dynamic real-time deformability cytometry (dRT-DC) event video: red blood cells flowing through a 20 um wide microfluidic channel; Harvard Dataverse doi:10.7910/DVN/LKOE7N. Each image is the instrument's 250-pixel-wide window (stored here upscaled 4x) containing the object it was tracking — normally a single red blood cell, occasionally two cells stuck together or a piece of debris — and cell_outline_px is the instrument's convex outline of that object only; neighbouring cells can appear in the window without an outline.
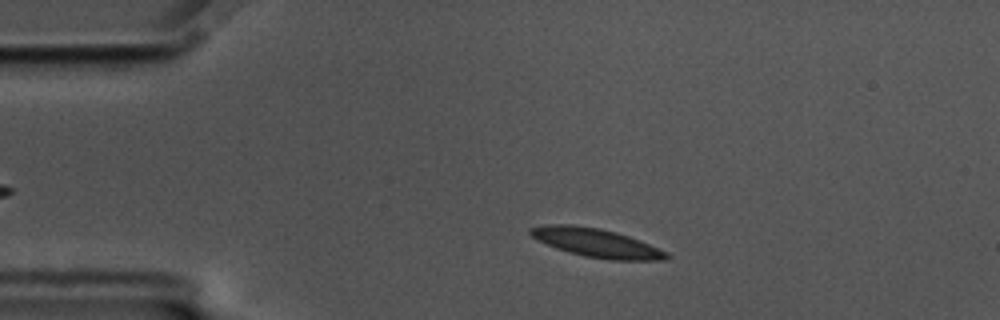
{"species": "common noctule bat (a hibernating species)", "species_latin": "Nyctalus noctula", "temperature_condition": "cold", "stored_images_in_passage": 47, "segment_of_instrument_passage": [1, 2], "camera_frame_rate_fps": 3000, "um_per_image_px": 0.085, "animal": {"sex": "male", "body_mass_g": 17.5, "forearm_length_mm": 52.3}, "frame": {"image": 1, "passage_image": 8, "time_ms": 2.333, "image_size_px": [1000, 320], "cell_outline_px": [[672, 256], [664, 260], [608, 260], [584, 256], [568, 252], [556, 248], [532, 236], [528, 232], [528, 228], [548, 224], [572, 224], [600, 228], [616, 232], [628, 236], [668, 252]], "centroid_in_image_um": [50.7, 20.64], "position_along_channel_um": 34.3, "area_um2": 22.66}}
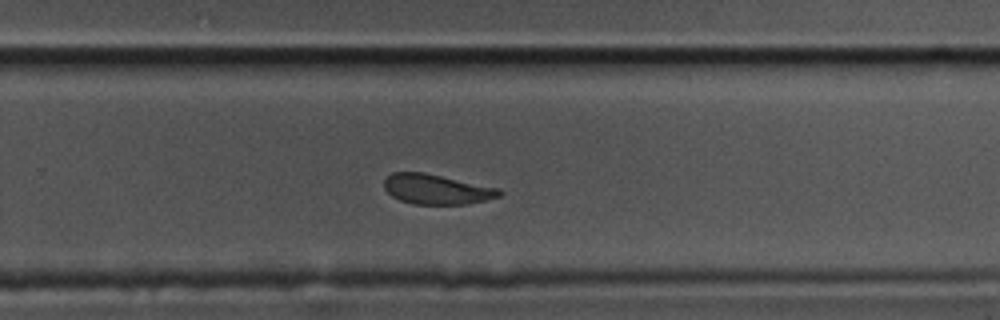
{"frame": {"image": 2, "passage_image": 34, "time_ms": 11.0, "image_size_px": [1000, 320], "cell_outline_px": [[504, 192], [500, 196], [468, 204], [412, 204], [400, 200], [392, 196], [384, 188], [384, 180], [392, 172], [424, 172], [500, 188]], "centroid_in_image_um": [37.12, 16.08], "position_along_channel_um": 292.7, "area_um2": 20.17}}
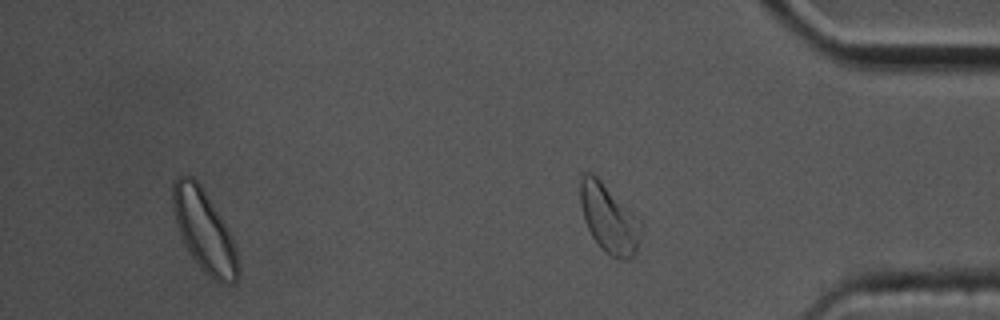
{"frame": {"image": 3, "passage_image": 43, "time_ms": 14.0, "image_size_px": [1000, 320], "cell_outline_px": [[236, 280], [232, 284], [220, 284], [200, 268], [188, 252], [176, 224], [172, 200], [172, 180], [180, 176], [192, 176], [200, 184], [228, 228], [232, 236], [236, 252]], "centroid_in_image_um": [17.32, 19.59], "position_along_channel_um": 417.9, "area_um2": 30.58}}